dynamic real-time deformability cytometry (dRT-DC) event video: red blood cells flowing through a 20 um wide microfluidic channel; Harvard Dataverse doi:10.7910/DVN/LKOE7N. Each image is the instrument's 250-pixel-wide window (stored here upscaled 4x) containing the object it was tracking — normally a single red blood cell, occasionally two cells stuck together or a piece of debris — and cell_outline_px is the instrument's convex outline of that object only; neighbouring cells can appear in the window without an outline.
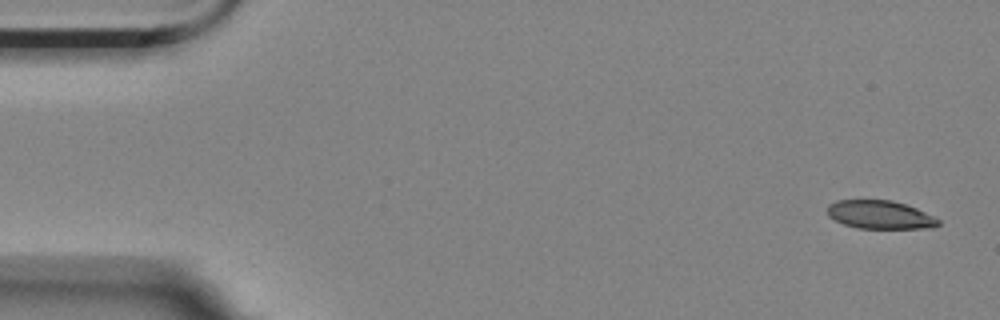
{"species": "Egyptian fruit bat (a non-hibernating species)", "species_latin": "Rousettus aegyptiacus", "temperature_condition": "room temperature", "stored_images_in_passage": 56, "segment_of_instrument_passage": [1, 2], "camera_frame_rate_fps": 3000, "um_per_image_px": 0.085, "animal": {"sex": "female"}, "frame": {"image": 1, "passage_image": 1, "time_ms": 0.0, "image_size_px": [1000, 320], "cell_outline_px": [[940, 224], [932, 228], [856, 228], [844, 224], [828, 216], [828, 204], [836, 200], [892, 200], [916, 208], [940, 220]], "centroid_in_image_um": [74.79, 18.25], "position_along_channel_um": 10.2, "area_um2": 18.21}}
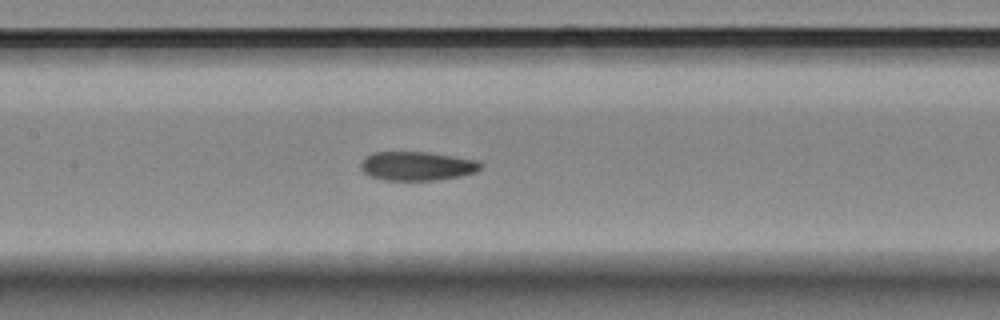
{"frame": {"image": 2, "passage_image": 25, "time_ms": 8.0, "image_size_px": [1000, 320], "cell_outline_px": [[484, 168], [476, 172], [460, 176], [440, 180], [384, 180], [372, 176], [364, 172], [360, 168], [360, 164], [372, 152], [424, 152], [480, 160], [484, 164]], "centroid_in_image_um": [35.53, 14.12], "position_along_channel_um": 171.9, "area_um2": 20.29}}
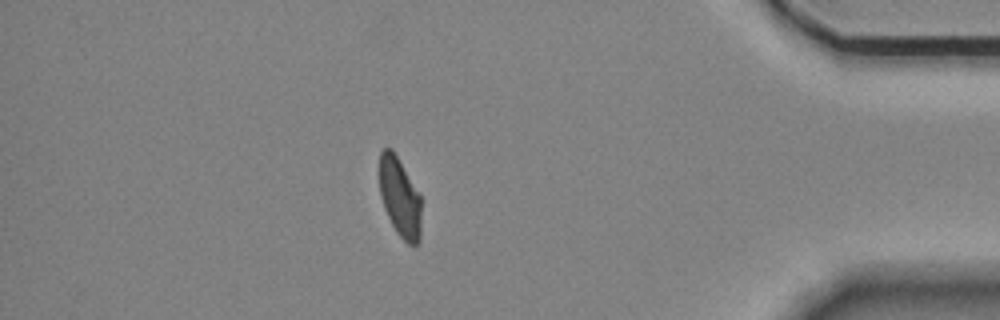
{"frame": {"image": 3, "passage_image": 48, "time_ms": 15.667, "image_size_px": [1000, 320], "cell_outline_px": [[420, 240], [416, 248], [408, 244], [396, 232], [384, 208], [380, 196], [380, 152], [384, 148], [392, 148], [420, 196]], "centroid_in_image_um": [33.98, 16.82], "position_along_channel_um": 401.2, "area_um2": 19.13}}